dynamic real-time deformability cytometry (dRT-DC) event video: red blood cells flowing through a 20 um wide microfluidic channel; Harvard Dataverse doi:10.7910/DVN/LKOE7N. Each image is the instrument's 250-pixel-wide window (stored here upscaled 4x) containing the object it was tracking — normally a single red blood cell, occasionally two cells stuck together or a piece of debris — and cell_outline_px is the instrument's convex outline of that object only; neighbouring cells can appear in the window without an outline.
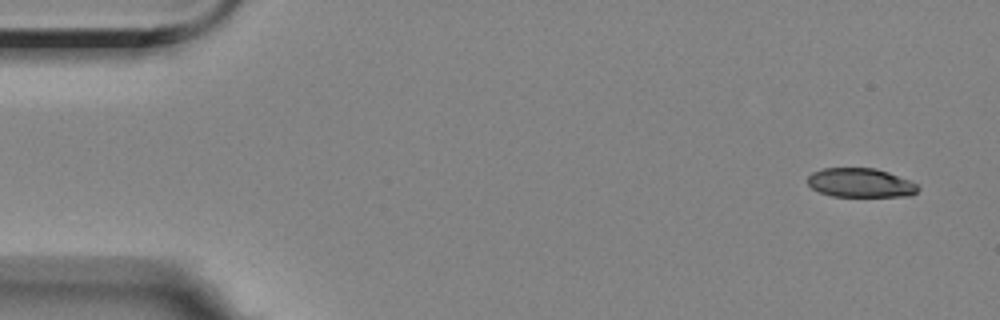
{"species": "Egyptian fruit bat (a non-hibernating species)", "species_latin": "Rousettus aegyptiacus", "temperature_condition": "room temperature", "stored_images_in_passage": 8, "camera_frame_rate_fps": 3000, "um_per_image_px": 0.085, "animal": {"sex": "female"}, "frame": {"image": 1, "passage_image": 1, "time_ms": 0.0, "image_size_px": [1000, 320], "cell_outline_px": [[920, 188], [912, 196], [832, 196], [820, 192], [812, 188], [808, 184], [808, 176], [812, 172], [820, 168], [876, 168], [888, 172], [908, 180], [916, 184]], "centroid_in_image_um": [73.12, 15.53], "position_along_channel_um": 11.9, "area_um2": 18.67}}